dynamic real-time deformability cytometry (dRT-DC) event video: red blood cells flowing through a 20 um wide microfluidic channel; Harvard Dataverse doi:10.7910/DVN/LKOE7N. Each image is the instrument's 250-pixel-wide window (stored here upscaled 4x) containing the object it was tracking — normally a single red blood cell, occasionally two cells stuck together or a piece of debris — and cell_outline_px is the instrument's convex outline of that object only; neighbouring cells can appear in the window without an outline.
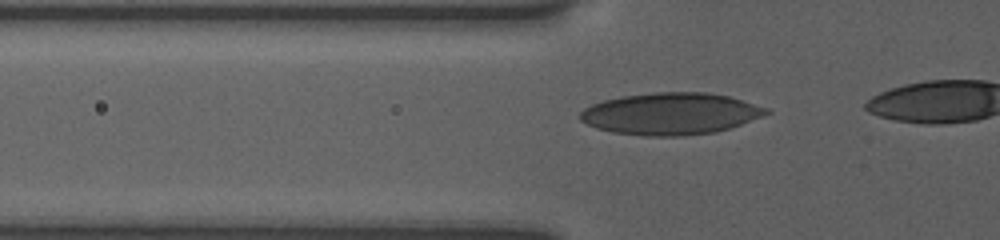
{"species": "human", "species_latin": "Homo sapiens", "temperature_condition": "room temperature", "stored_images_in_passage": 16, "camera_frame_rate_fps": 3000, "um_per_image_px": 0.085, "donor": {"sex": "female"}, "frame": {"image": 1, "passage_image": 5, "time_ms": 1.333, "image_size_px": [1000, 240], "cell_outline_px": [[772, 112], [740, 124], [728, 128], [712, 132], [676, 136], [648, 136], [612, 132], [596, 128], [580, 120], [580, 112], [584, 108], [592, 104], [604, 100], [624, 96], [656, 92], [708, 92], [728, 96], [768, 108]], "centroid_in_image_um": [56.98, 9.66], "position_along_channel_um": 68.8, "area_um2": 44.97}}
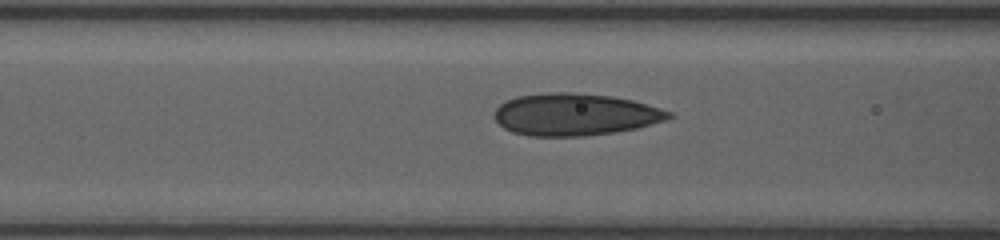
{"frame": {"image": 2, "passage_image": 10, "time_ms": 2.667, "image_size_px": [1000, 240], "cell_outline_px": [[672, 116], [664, 120], [636, 128], [616, 132], [584, 136], [528, 136], [512, 132], [504, 128], [492, 116], [496, 108], [504, 100], [516, 96], [548, 92], [572, 92], [612, 96], [632, 100], [660, 108], [672, 112]], "centroid_in_image_um": [48.82, 9.72], "position_along_channel_um": 117.8, "area_um2": 42.95}}
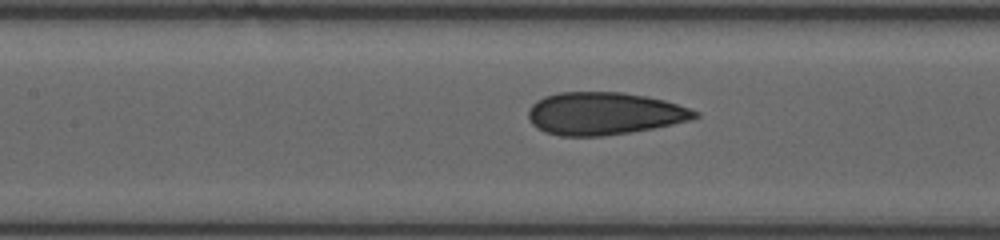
{"frame": {"image": 3, "passage_image": 13, "time_ms": 3.667, "image_size_px": [1000, 240], "cell_outline_px": [[700, 116], [688, 120], [672, 124], [652, 128], [628, 132], [600, 136], [560, 136], [544, 132], [532, 124], [528, 116], [528, 112], [532, 104], [536, 100], [544, 96], [560, 92], [620, 92], [644, 96], [664, 100], [700, 112]], "centroid_in_image_um": [51.31, 9.65], "position_along_channel_um": 156.1, "area_um2": 41.04}}